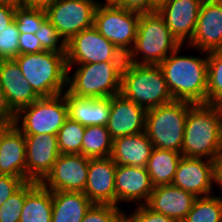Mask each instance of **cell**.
Wrapping results in <instances>:
<instances>
[{
    "mask_svg": "<svg viewBox=\"0 0 222 222\" xmlns=\"http://www.w3.org/2000/svg\"><path fill=\"white\" fill-rule=\"evenodd\" d=\"M24 78L41 97H53L67 90L68 67L66 53L41 51L19 54L14 58Z\"/></svg>",
    "mask_w": 222,
    "mask_h": 222,
    "instance_id": "cell-4",
    "label": "cell"
},
{
    "mask_svg": "<svg viewBox=\"0 0 222 222\" xmlns=\"http://www.w3.org/2000/svg\"><path fill=\"white\" fill-rule=\"evenodd\" d=\"M119 7L143 13L156 11L158 4L154 0H120Z\"/></svg>",
    "mask_w": 222,
    "mask_h": 222,
    "instance_id": "cell-40",
    "label": "cell"
},
{
    "mask_svg": "<svg viewBox=\"0 0 222 222\" xmlns=\"http://www.w3.org/2000/svg\"><path fill=\"white\" fill-rule=\"evenodd\" d=\"M193 103L174 100L165 105L147 109L145 133L154 148L181 153L185 122Z\"/></svg>",
    "mask_w": 222,
    "mask_h": 222,
    "instance_id": "cell-6",
    "label": "cell"
},
{
    "mask_svg": "<svg viewBox=\"0 0 222 222\" xmlns=\"http://www.w3.org/2000/svg\"><path fill=\"white\" fill-rule=\"evenodd\" d=\"M213 183L212 160L182 156L176 169L173 185L195 197H206L213 193Z\"/></svg>",
    "mask_w": 222,
    "mask_h": 222,
    "instance_id": "cell-17",
    "label": "cell"
},
{
    "mask_svg": "<svg viewBox=\"0 0 222 222\" xmlns=\"http://www.w3.org/2000/svg\"><path fill=\"white\" fill-rule=\"evenodd\" d=\"M85 126L67 118L57 132L58 147L61 154H81Z\"/></svg>",
    "mask_w": 222,
    "mask_h": 222,
    "instance_id": "cell-30",
    "label": "cell"
},
{
    "mask_svg": "<svg viewBox=\"0 0 222 222\" xmlns=\"http://www.w3.org/2000/svg\"><path fill=\"white\" fill-rule=\"evenodd\" d=\"M96 8L95 0H56L45 11L47 19L67 43L84 29L94 26Z\"/></svg>",
    "mask_w": 222,
    "mask_h": 222,
    "instance_id": "cell-11",
    "label": "cell"
},
{
    "mask_svg": "<svg viewBox=\"0 0 222 222\" xmlns=\"http://www.w3.org/2000/svg\"><path fill=\"white\" fill-rule=\"evenodd\" d=\"M68 109V117L87 126H107L110 115V97L80 98L63 93Z\"/></svg>",
    "mask_w": 222,
    "mask_h": 222,
    "instance_id": "cell-23",
    "label": "cell"
},
{
    "mask_svg": "<svg viewBox=\"0 0 222 222\" xmlns=\"http://www.w3.org/2000/svg\"><path fill=\"white\" fill-rule=\"evenodd\" d=\"M222 151V105L193 104L188 111L181 154L213 160Z\"/></svg>",
    "mask_w": 222,
    "mask_h": 222,
    "instance_id": "cell-2",
    "label": "cell"
},
{
    "mask_svg": "<svg viewBox=\"0 0 222 222\" xmlns=\"http://www.w3.org/2000/svg\"><path fill=\"white\" fill-rule=\"evenodd\" d=\"M44 51L35 34L20 33L19 54H30Z\"/></svg>",
    "mask_w": 222,
    "mask_h": 222,
    "instance_id": "cell-39",
    "label": "cell"
},
{
    "mask_svg": "<svg viewBox=\"0 0 222 222\" xmlns=\"http://www.w3.org/2000/svg\"><path fill=\"white\" fill-rule=\"evenodd\" d=\"M68 75L72 66L87 63L125 62L126 56L92 26L66 43Z\"/></svg>",
    "mask_w": 222,
    "mask_h": 222,
    "instance_id": "cell-10",
    "label": "cell"
},
{
    "mask_svg": "<svg viewBox=\"0 0 222 222\" xmlns=\"http://www.w3.org/2000/svg\"><path fill=\"white\" fill-rule=\"evenodd\" d=\"M141 12L119 6H97L94 27L125 56L133 48Z\"/></svg>",
    "mask_w": 222,
    "mask_h": 222,
    "instance_id": "cell-9",
    "label": "cell"
},
{
    "mask_svg": "<svg viewBox=\"0 0 222 222\" xmlns=\"http://www.w3.org/2000/svg\"><path fill=\"white\" fill-rule=\"evenodd\" d=\"M0 89L15 114L40 98L24 78L15 59L0 60Z\"/></svg>",
    "mask_w": 222,
    "mask_h": 222,
    "instance_id": "cell-20",
    "label": "cell"
},
{
    "mask_svg": "<svg viewBox=\"0 0 222 222\" xmlns=\"http://www.w3.org/2000/svg\"><path fill=\"white\" fill-rule=\"evenodd\" d=\"M153 149L148 135L141 132L114 139L111 158L116 166L146 167Z\"/></svg>",
    "mask_w": 222,
    "mask_h": 222,
    "instance_id": "cell-24",
    "label": "cell"
},
{
    "mask_svg": "<svg viewBox=\"0 0 222 222\" xmlns=\"http://www.w3.org/2000/svg\"><path fill=\"white\" fill-rule=\"evenodd\" d=\"M122 211L120 206L93 203L87 210L82 222H113Z\"/></svg>",
    "mask_w": 222,
    "mask_h": 222,
    "instance_id": "cell-36",
    "label": "cell"
},
{
    "mask_svg": "<svg viewBox=\"0 0 222 222\" xmlns=\"http://www.w3.org/2000/svg\"><path fill=\"white\" fill-rule=\"evenodd\" d=\"M19 35L15 20L0 32V60L14 59L19 55Z\"/></svg>",
    "mask_w": 222,
    "mask_h": 222,
    "instance_id": "cell-35",
    "label": "cell"
},
{
    "mask_svg": "<svg viewBox=\"0 0 222 222\" xmlns=\"http://www.w3.org/2000/svg\"><path fill=\"white\" fill-rule=\"evenodd\" d=\"M197 197L173 184L154 187L146 205L176 222H182Z\"/></svg>",
    "mask_w": 222,
    "mask_h": 222,
    "instance_id": "cell-21",
    "label": "cell"
},
{
    "mask_svg": "<svg viewBox=\"0 0 222 222\" xmlns=\"http://www.w3.org/2000/svg\"><path fill=\"white\" fill-rule=\"evenodd\" d=\"M113 139L106 126H87L82 141L81 155L88 158L111 156Z\"/></svg>",
    "mask_w": 222,
    "mask_h": 222,
    "instance_id": "cell-28",
    "label": "cell"
},
{
    "mask_svg": "<svg viewBox=\"0 0 222 222\" xmlns=\"http://www.w3.org/2000/svg\"><path fill=\"white\" fill-rule=\"evenodd\" d=\"M67 118L65 95L60 94L53 97H41L31 105L20 109L15 114L14 125L24 135H57Z\"/></svg>",
    "mask_w": 222,
    "mask_h": 222,
    "instance_id": "cell-8",
    "label": "cell"
},
{
    "mask_svg": "<svg viewBox=\"0 0 222 222\" xmlns=\"http://www.w3.org/2000/svg\"><path fill=\"white\" fill-rule=\"evenodd\" d=\"M0 4L18 8L22 7V0H0Z\"/></svg>",
    "mask_w": 222,
    "mask_h": 222,
    "instance_id": "cell-45",
    "label": "cell"
},
{
    "mask_svg": "<svg viewBox=\"0 0 222 222\" xmlns=\"http://www.w3.org/2000/svg\"><path fill=\"white\" fill-rule=\"evenodd\" d=\"M125 62L78 64L67 77V91L80 98H105L120 93Z\"/></svg>",
    "mask_w": 222,
    "mask_h": 222,
    "instance_id": "cell-7",
    "label": "cell"
},
{
    "mask_svg": "<svg viewBox=\"0 0 222 222\" xmlns=\"http://www.w3.org/2000/svg\"><path fill=\"white\" fill-rule=\"evenodd\" d=\"M214 184L218 185L222 192V151L212 160Z\"/></svg>",
    "mask_w": 222,
    "mask_h": 222,
    "instance_id": "cell-43",
    "label": "cell"
},
{
    "mask_svg": "<svg viewBox=\"0 0 222 222\" xmlns=\"http://www.w3.org/2000/svg\"><path fill=\"white\" fill-rule=\"evenodd\" d=\"M178 46L159 64L174 100L207 103L208 56L180 55Z\"/></svg>",
    "mask_w": 222,
    "mask_h": 222,
    "instance_id": "cell-1",
    "label": "cell"
},
{
    "mask_svg": "<svg viewBox=\"0 0 222 222\" xmlns=\"http://www.w3.org/2000/svg\"><path fill=\"white\" fill-rule=\"evenodd\" d=\"M207 104L222 105V49L207 52Z\"/></svg>",
    "mask_w": 222,
    "mask_h": 222,
    "instance_id": "cell-31",
    "label": "cell"
},
{
    "mask_svg": "<svg viewBox=\"0 0 222 222\" xmlns=\"http://www.w3.org/2000/svg\"><path fill=\"white\" fill-rule=\"evenodd\" d=\"M26 142V182L41 183L59 157L57 135H24Z\"/></svg>",
    "mask_w": 222,
    "mask_h": 222,
    "instance_id": "cell-13",
    "label": "cell"
},
{
    "mask_svg": "<svg viewBox=\"0 0 222 222\" xmlns=\"http://www.w3.org/2000/svg\"><path fill=\"white\" fill-rule=\"evenodd\" d=\"M52 191L41 183L26 182V197L19 222H51Z\"/></svg>",
    "mask_w": 222,
    "mask_h": 222,
    "instance_id": "cell-26",
    "label": "cell"
},
{
    "mask_svg": "<svg viewBox=\"0 0 222 222\" xmlns=\"http://www.w3.org/2000/svg\"><path fill=\"white\" fill-rule=\"evenodd\" d=\"M120 93L145 109L174 101L159 65H138L125 61Z\"/></svg>",
    "mask_w": 222,
    "mask_h": 222,
    "instance_id": "cell-5",
    "label": "cell"
},
{
    "mask_svg": "<svg viewBox=\"0 0 222 222\" xmlns=\"http://www.w3.org/2000/svg\"><path fill=\"white\" fill-rule=\"evenodd\" d=\"M182 154L172 150L154 148L146 169L154 187L172 184Z\"/></svg>",
    "mask_w": 222,
    "mask_h": 222,
    "instance_id": "cell-27",
    "label": "cell"
},
{
    "mask_svg": "<svg viewBox=\"0 0 222 222\" xmlns=\"http://www.w3.org/2000/svg\"><path fill=\"white\" fill-rule=\"evenodd\" d=\"M42 48L46 51L66 53V43L58 34L57 29L46 18L40 29L35 33Z\"/></svg>",
    "mask_w": 222,
    "mask_h": 222,
    "instance_id": "cell-33",
    "label": "cell"
},
{
    "mask_svg": "<svg viewBox=\"0 0 222 222\" xmlns=\"http://www.w3.org/2000/svg\"><path fill=\"white\" fill-rule=\"evenodd\" d=\"M0 174L20 177L26 182V142L24 134L11 126L0 143Z\"/></svg>",
    "mask_w": 222,
    "mask_h": 222,
    "instance_id": "cell-22",
    "label": "cell"
},
{
    "mask_svg": "<svg viewBox=\"0 0 222 222\" xmlns=\"http://www.w3.org/2000/svg\"><path fill=\"white\" fill-rule=\"evenodd\" d=\"M182 222H222V198L213 194L197 197Z\"/></svg>",
    "mask_w": 222,
    "mask_h": 222,
    "instance_id": "cell-29",
    "label": "cell"
},
{
    "mask_svg": "<svg viewBox=\"0 0 222 222\" xmlns=\"http://www.w3.org/2000/svg\"><path fill=\"white\" fill-rule=\"evenodd\" d=\"M92 204L84 192H52L51 222H82Z\"/></svg>",
    "mask_w": 222,
    "mask_h": 222,
    "instance_id": "cell-25",
    "label": "cell"
},
{
    "mask_svg": "<svg viewBox=\"0 0 222 222\" xmlns=\"http://www.w3.org/2000/svg\"><path fill=\"white\" fill-rule=\"evenodd\" d=\"M180 45L157 10L143 12L133 48L126 55V62L159 65Z\"/></svg>",
    "mask_w": 222,
    "mask_h": 222,
    "instance_id": "cell-3",
    "label": "cell"
},
{
    "mask_svg": "<svg viewBox=\"0 0 222 222\" xmlns=\"http://www.w3.org/2000/svg\"><path fill=\"white\" fill-rule=\"evenodd\" d=\"M46 18V11L43 9L18 7L15 10V22L20 33L35 34Z\"/></svg>",
    "mask_w": 222,
    "mask_h": 222,
    "instance_id": "cell-32",
    "label": "cell"
},
{
    "mask_svg": "<svg viewBox=\"0 0 222 222\" xmlns=\"http://www.w3.org/2000/svg\"><path fill=\"white\" fill-rule=\"evenodd\" d=\"M113 222H133V220L123 210Z\"/></svg>",
    "mask_w": 222,
    "mask_h": 222,
    "instance_id": "cell-46",
    "label": "cell"
},
{
    "mask_svg": "<svg viewBox=\"0 0 222 222\" xmlns=\"http://www.w3.org/2000/svg\"><path fill=\"white\" fill-rule=\"evenodd\" d=\"M128 215L133 222H176L162 213L150 209L146 204L138 205L136 209Z\"/></svg>",
    "mask_w": 222,
    "mask_h": 222,
    "instance_id": "cell-37",
    "label": "cell"
},
{
    "mask_svg": "<svg viewBox=\"0 0 222 222\" xmlns=\"http://www.w3.org/2000/svg\"><path fill=\"white\" fill-rule=\"evenodd\" d=\"M16 8L0 4V32L15 20Z\"/></svg>",
    "mask_w": 222,
    "mask_h": 222,
    "instance_id": "cell-42",
    "label": "cell"
},
{
    "mask_svg": "<svg viewBox=\"0 0 222 222\" xmlns=\"http://www.w3.org/2000/svg\"><path fill=\"white\" fill-rule=\"evenodd\" d=\"M153 190L154 186L146 167L116 166V206L120 202H138V205L146 204Z\"/></svg>",
    "mask_w": 222,
    "mask_h": 222,
    "instance_id": "cell-18",
    "label": "cell"
},
{
    "mask_svg": "<svg viewBox=\"0 0 222 222\" xmlns=\"http://www.w3.org/2000/svg\"><path fill=\"white\" fill-rule=\"evenodd\" d=\"M15 113L9 107L4 92L0 89V125L13 126Z\"/></svg>",
    "mask_w": 222,
    "mask_h": 222,
    "instance_id": "cell-41",
    "label": "cell"
},
{
    "mask_svg": "<svg viewBox=\"0 0 222 222\" xmlns=\"http://www.w3.org/2000/svg\"><path fill=\"white\" fill-rule=\"evenodd\" d=\"M201 54L222 49V1L203 0L192 39L185 43Z\"/></svg>",
    "mask_w": 222,
    "mask_h": 222,
    "instance_id": "cell-14",
    "label": "cell"
},
{
    "mask_svg": "<svg viewBox=\"0 0 222 222\" xmlns=\"http://www.w3.org/2000/svg\"><path fill=\"white\" fill-rule=\"evenodd\" d=\"M116 164L111 156L89 158L84 194L95 204L115 205Z\"/></svg>",
    "mask_w": 222,
    "mask_h": 222,
    "instance_id": "cell-19",
    "label": "cell"
},
{
    "mask_svg": "<svg viewBox=\"0 0 222 222\" xmlns=\"http://www.w3.org/2000/svg\"><path fill=\"white\" fill-rule=\"evenodd\" d=\"M158 5H160L162 2L166 1V0H154Z\"/></svg>",
    "mask_w": 222,
    "mask_h": 222,
    "instance_id": "cell-49",
    "label": "cell"
},
{
    "mask_svg": "<svg viewBox=\"0 0 222 222\" xmlns=\"http://www.w3.org/2000/svg\"><path fill=\"white\" fill-rule=\"evenodd\" d=\"M89 158L81 154H60L41 184L52 192H84Z\"/></svg>",
    "mask_w": 222,
    "mask_h": 222,
    "instance_id": "cell-12",
    "label": "cell"
},
{
    "mask_svg": "<svg viewBox=\"0 0 222 222\" xmlns=\"http://www.w3.org/2000/svg\"><path fill=\"white\" fill-rule=\"evenodd\" d=\"M147 109L125 98L121 93L110 97L107 130L114 140L145 132Z\"/></svg>",
    "mask_w": 222,
    "mask_h": 222,
    "instance_id": "cell-16",
    "label": "cell"
},
{
    "mask_svg": "<svg viewBox=\"0 0 222 222\" xmlns=\"http://www.w3.org/2000/svg\"><path fill=\"white\" fill-rule=\"evenodd\" d=\"M24 183L20 177L0 174V207Z\"/></svg>",
    "mask_w": 222,
    "mask_h": 222,
    "instance_id": "cell-38",
    "label": "cell"
},
{
    "mask_svg": "<svg viewBox=\"0 0 222 222\" xmlns=\"http://www.w3.org/2000/svg\"><path fill=\"white\" fill-rule=\"evenodd\" d=\"M26 197V182L0 207V222H19Z\"/></svg>",
    "mask_w": 222,
    "mask_h": 222,
    "instance_id": "cell-34",
    "label": "cell"
},
{
    "mask_svg": "<svg viewBox=\"0 0 222 222\" xmlns=\"http://www.w3.org/2000/svg\"><path fill=\"white\" fill-rule=\"evenodd\" d=\"M120 0H104L105 3H100V1H95L97 6H119Z\"/></svg>",
    "mask_w": 222,
    "mask_h": 222,
    "instance_id": "cell-47",
    "label": "cell"
},
{
    "mask_svg": "<svg viewBox=\"0 0 222 222\" xmlns=\"http://www.w3.org/2000/svg\"><path fill=\"white\" fill-rule=\"evenodd\" d=\"M56 0H22V7L46 10Z\"/></svg>",
    "mask_w": 222,
    "mask_h": 222,
    "instance_id": "cell-44",
    "label": "cell"
},
{
    "mask_svg": "<svg viewBox=\"0 0 222 222\" xmlns=\"http://www.w3.org/2000/svg\"><path fill=\"white\" fill-rule=\"evenodd\" d=\"M11 126L0 125V143L3 137V134L10 128Z\"/></svg>",
    "mask_w": 222,
    "mask_h": 222,
    "instance_id": "cell-48",
    "label": "cell"
},
{
    "mask_svg": "<svg viewBox=\"0 0 222 222\" xmlns=\"http://www.w3.org/2000/svg\"><path fill=\"white\" fill-rule=\"evenodd\" d=\"M202 2L203 0H166L158 5L157 11L180 44L184 45L192 39Z\"/></svg>",
    "mask_w": 222,
    "mask_h": 222,
    "instance_id": "cell-15",
    "label": "cell"
}]
</instances>
